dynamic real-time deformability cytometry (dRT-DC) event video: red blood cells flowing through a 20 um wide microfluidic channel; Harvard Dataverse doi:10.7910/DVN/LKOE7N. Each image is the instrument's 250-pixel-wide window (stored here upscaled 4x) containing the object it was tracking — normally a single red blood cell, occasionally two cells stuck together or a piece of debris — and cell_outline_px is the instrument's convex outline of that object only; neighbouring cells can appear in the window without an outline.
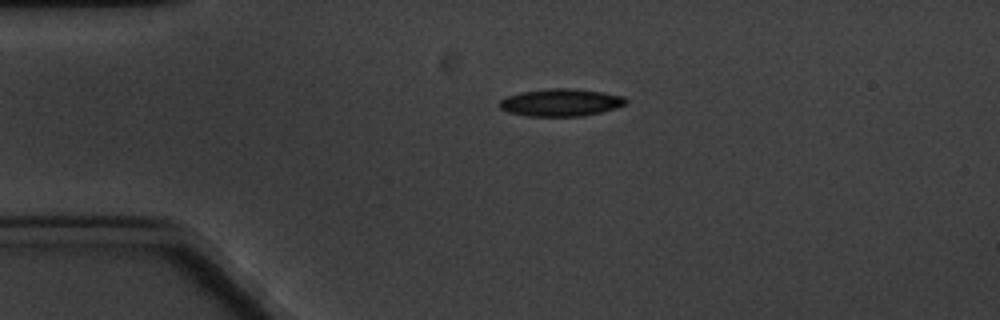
{"species": "common noctule bat (a hibernating species)", "species_latin": "Nyctalus noctula", "temperature_condition": "cold", "stored_images_in_passage": 2, "camera_frame_rate_fps": 3000, "um_per_image_px": 0.085, "animal": {"sex": "male", "body_mass_g": 20.1, "forearm_length_mm": 53.5}, "frame": {"image": 1, "passage_image": 1, "time_ms": 0.0, "image_size_px": [1000, 320], "cell_outline_px": [[628, 100], [624, 104], [616, 108], [584, 116], [528, 116], [508, 112], [500, 108], [500, 100], [508, 96], [520, 92], [548, 88], [572, 88], [604, 92], [624, 96]], "centroid_in_image_um": [47.68, 8.7], "position_along_channel_um": 37.3, "area_um2": 20.23}}